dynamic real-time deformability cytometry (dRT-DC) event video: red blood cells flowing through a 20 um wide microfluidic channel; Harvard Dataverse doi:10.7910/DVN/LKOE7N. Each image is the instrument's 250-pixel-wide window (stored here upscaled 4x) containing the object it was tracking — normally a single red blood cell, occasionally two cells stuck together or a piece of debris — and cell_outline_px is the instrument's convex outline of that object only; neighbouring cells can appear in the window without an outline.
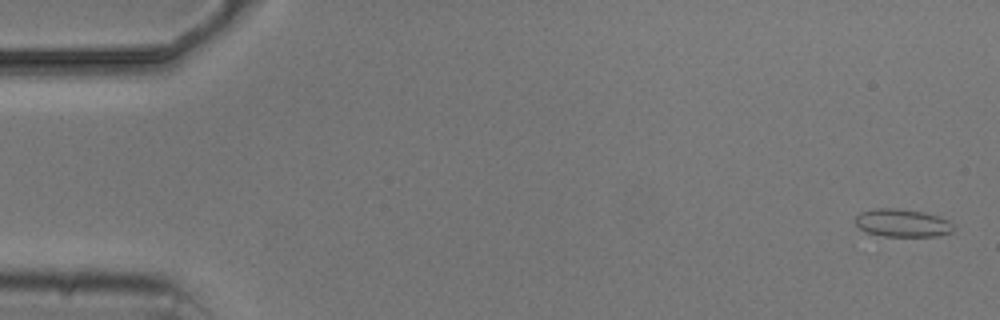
{"species": "common noctule bat (a hibernating species)", "species_latin": "Nyctalus noctula", "temperature_condition": "cold", "stored_images_in_passage": 6, "camera_frame_rate_fps": 3000, "um_per_image_px": 0.085, "animal": {"sex": "male", "body_mass_g": 20.5, "forearm_length_mm": 52.5}, "frame": {"image": 1, "passage_image": 1, "time_ms": 0.0, "image_size_px": [1000, 320], "cell_outline_px": [[952, 232], [936, 236], [884, 236], [864, 232], [856, 224], [856, 216], [860, 212], [876, 208], [896, 208], [924, 212], [948, 220], [952, 224]], "centroid_in_image_um": [76.66, 18.95], "position_along_channel_um": 8.3, "area_um2": 15.84}}
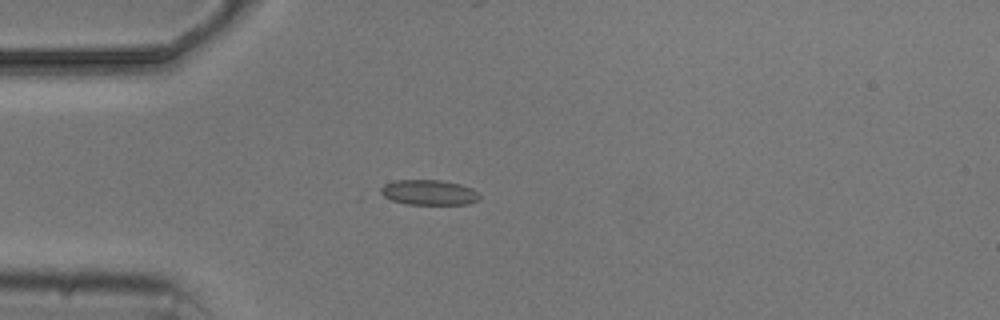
{"frame": {"image": 2, "passage_image": 5, "time_ms": 4.333, "image_size_px": [1000, 320], "cell_outline_px": [[480, 200], [468, 204], [408, 204], [392, 200], [384, 196], [380, 192], [380, 188], [384, 184], [396, 180], [440, 180], [460, 184], [472, 188], [480, 196]], "centroid_in_image_um": [36.47, 16.35], "position_along_channel_um": 48.5, "area_um2": 14.45}}